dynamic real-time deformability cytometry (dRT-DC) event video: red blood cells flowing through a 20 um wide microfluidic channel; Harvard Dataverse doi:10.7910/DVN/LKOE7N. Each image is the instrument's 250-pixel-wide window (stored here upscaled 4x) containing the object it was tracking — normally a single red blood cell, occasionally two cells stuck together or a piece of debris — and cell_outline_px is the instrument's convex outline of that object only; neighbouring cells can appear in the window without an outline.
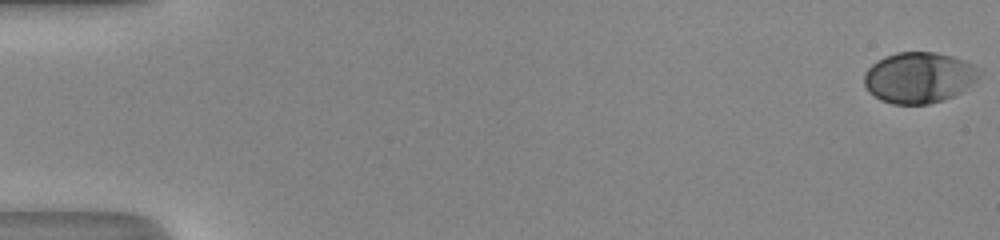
{"species": "human", "species_latin": "Homo sapiens", "temperature_condition": "room temperature", "stored_images_in_passage": 52, "camera_frame_rate_fps": 3000, "um_per_image_px": 0.085, "donor": {"sex": "male"}, "frame": {"image": 1, "passage_image": 1, "time_ms": 0.0, "image_size_px": [1000, 240], "cell_outline_px": [[976, 80], [960, 92], [944, 100], [928, 104], [892, 104], [880, 100], [864, 84], [864, 72], [876, 60], [884, 56], [896, 52], [936, 52], [952, 56], [964, 60], [972, 64], [976, 72]], "centroid_in_image_um": [78.05, 6.58], "position_along_channel_um": 6.9, "area_um2": 33.76}}
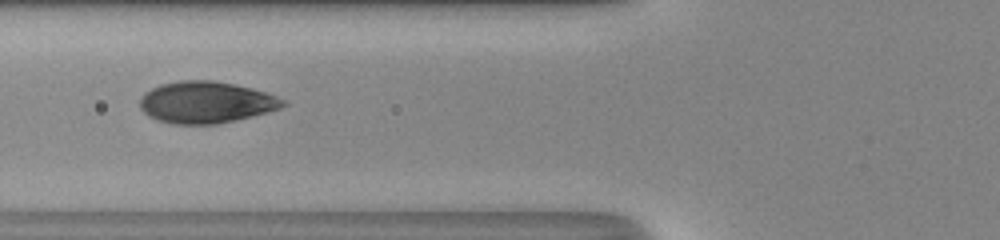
{"frame": {"image": 2, "passage_image": 22, "time_ms": 7.0, "image_size_px": [1000, 240], "cell_outline_px": [[288, 104], [280, 108], [268, 112], [252, 116], [216, 124], [172, 124], [156, 120], [148, 116], [140, 108], [140, 100], [144, 92], [160, 84], [180, 80], [212, 80], [252, 88], [276, 96], [284, 100]], "centroid_in_image_um": [17.48, 8.7], "position_along_channel_um": 108.3, "area_um2": 34.74}}
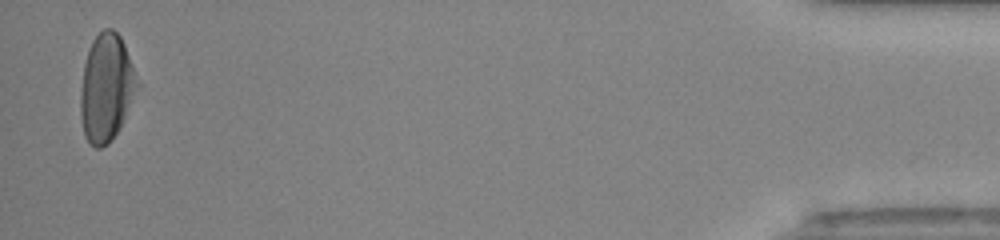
{"frame": {"image": 3, "passage_image": 51, "time_ms": 16.667, "image_size_px": [1000, 240], "cell_outline_px": [[140, 84], [124, 120], [120, 128], [108, 144], [100, 148], [96, 148], [88, 144], [84, 136], [80, 116], [80, 92], [84, 64], [92, 40], [104, 28], [112, 28], [120, 36], [124, 44]], "centroid_in_image_um": [9.03, 7.5], "position_along_channel_um": 426.2, "area_um2": 35.78}, "authors_computed_cell_mechanics": {"area_um2": 34.5355, "velocity_mm_per_s": 4.1904, "shape_relaxation_time_tau1_ms": 3.0731, "shape_relaxation_time_tau2_ms": null, "deformation_change_tau1": 0.1745, "deformation_change_tau2": null}}